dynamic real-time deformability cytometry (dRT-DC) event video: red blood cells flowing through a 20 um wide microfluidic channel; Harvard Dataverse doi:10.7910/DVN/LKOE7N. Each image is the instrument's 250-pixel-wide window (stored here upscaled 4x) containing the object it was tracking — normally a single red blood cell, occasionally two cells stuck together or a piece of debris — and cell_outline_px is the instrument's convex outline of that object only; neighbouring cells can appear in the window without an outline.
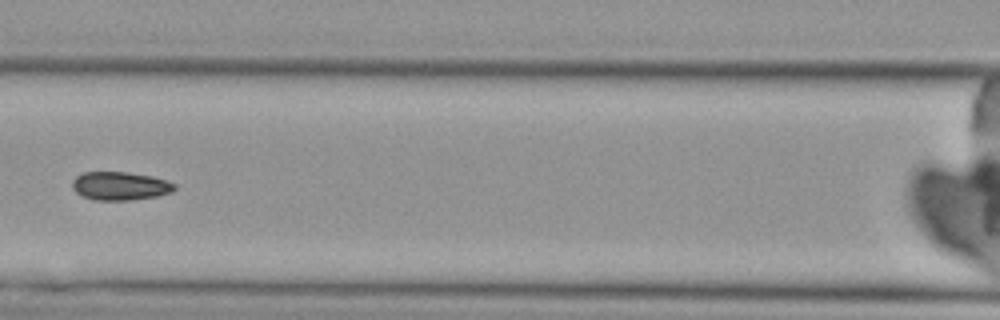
{"species": "Egyptian fruit bat (a non-hibernating species)", "species_latin": "Rousettus aegyptiacus", "temperature_condition": "cold", "stored_images_in_passage": 6, "camera_frame_rate_fps": 3000, "um_per_image_px": 0.085, "animal": {"sex": "female"}, "frame": {"image": 1, "passage_image": 4, "time_ms": 3.667, "image_size_px": [1000, 320], "cell_outline_px": [[176, 188], [172, 192], [156, 196], [132, 200], [92, 200], [76, 192], [72, 188], [72, 180], [76, 176], [84, 172], [128, 172], [152, 176], [176, 184]], "centroid_in_image_um": [10.2, 15.8], "position_along_channel_um": 156.4, "area_um2": 16.94}}
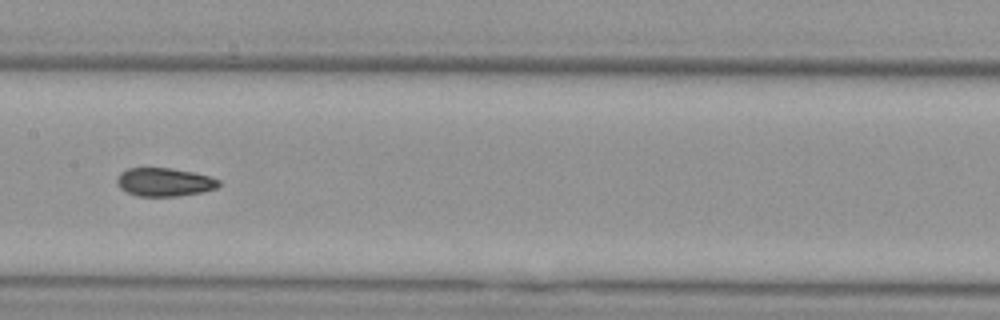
{"frame": {"image": 2, "passage_image": 5, "time_ms": 4.667, "image_size_px": [1000, 320], "cell_outline_px": [[220, 184], [216, 188], [200, 192], [176, 196], [136, 196], [120, 188], [116, 180], [120, 172], [128, 168], [172, 168], [192, 172], [208, 176], [220, 180]], "centroid_in_image_um": [13.95, 15.47], "position_along_channel_um": 193.5, "area_um2": 16.7}}
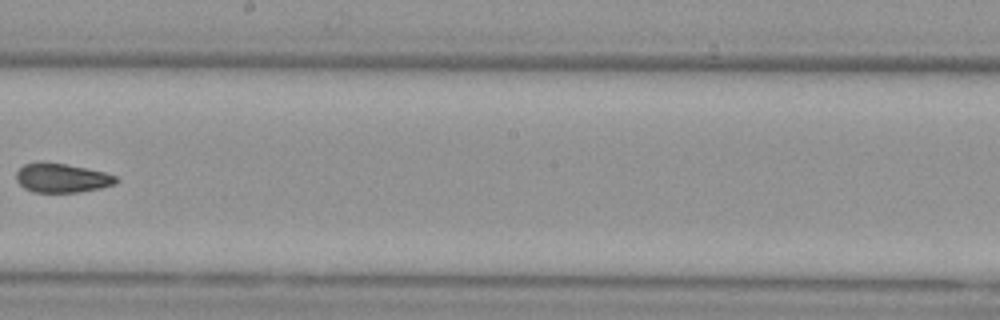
{"frame": {"image": 3, "passage_image": 6, "time_ms": 6.0, "image_size_px": [1000, 320], "cell_outline_px": [[120, 180], [116, 184], [100, 188], [76, 192], [32, 192], [24, 188], [16, 180], [16, 172], [24, 164], [40, 160], [88, 168], [104, 172], [116, 176]], "centroid_in_image_um": [5.24, 15.11], "position_along_channel_um": 243.0, "area_um2": 17.17}}